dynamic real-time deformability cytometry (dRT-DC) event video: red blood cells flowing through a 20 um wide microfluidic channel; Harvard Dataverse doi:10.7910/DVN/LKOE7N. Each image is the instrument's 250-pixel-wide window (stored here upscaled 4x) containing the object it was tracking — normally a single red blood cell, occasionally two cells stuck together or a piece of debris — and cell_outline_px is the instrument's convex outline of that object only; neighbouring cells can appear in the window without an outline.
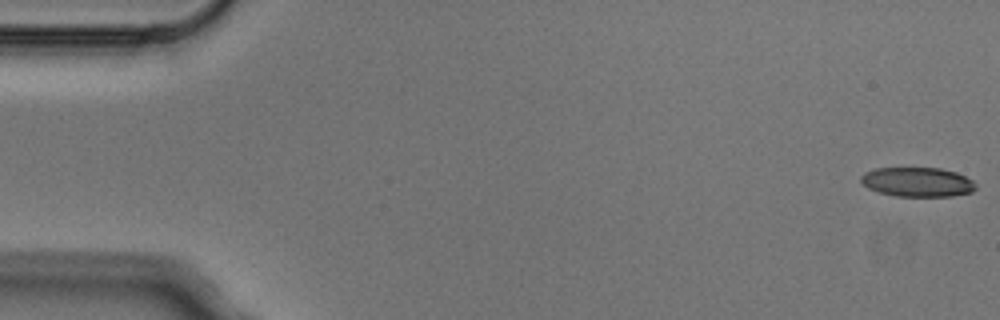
{"species": "Egyptian fruit bat (a non-hibernating species)", "species_latin": "Rousettus aegyptiacus", "temperature_condition": "cold", "stored_images_in_passage": 9, "camera_frame_rate_fps": 3000, "um_per_image_px": 0.085, "animal": {"sex": "male"}, "frame": {"image": 1, "passage_image": 1, "time_ms": 0.0, "image_size_px": [1000, 320], "cell_outline_px": [[976, 188], [972, 192], [952, 196], [896, 196], [880, 192], [868, 188], [860, 180], [860, 176], [864, 172], [876, 168], [940, 168], [956, 172], [972, 180], [976, 184]], "centroid_in_image_um": [77.98, 15.47], "position_along_channel_um": 7.0, "area_um2": 19.65}}
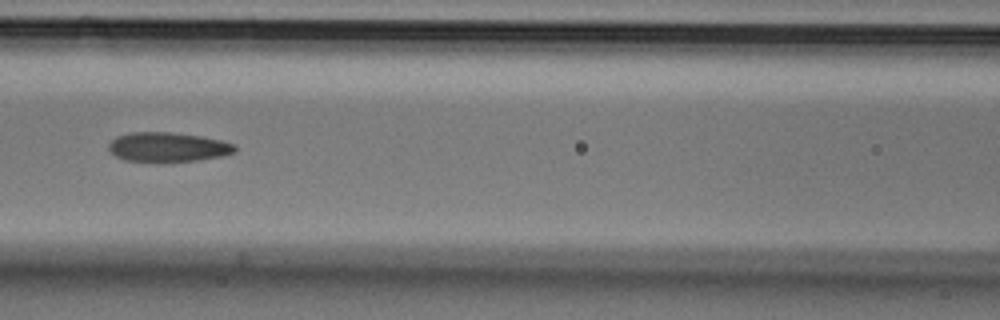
{"frame": {"image": 2, "passage_image": 7, "time_ms": 2.0, "image_size_px": [1000, 320], "cell_outline_px": [[236, 152], [224, 156], [200, 160], [164, 164], [124, 160], [116, 156], [108, 148], [108, 144], [116, 136], [132, 132], [168, 132], [200, 136], [220, 140], [232, 144], [236, 148]], "centroid_in_image_um": [14.25, 12.54], "position_along_channel_um": 152.3, "area_um2": 22.25}}
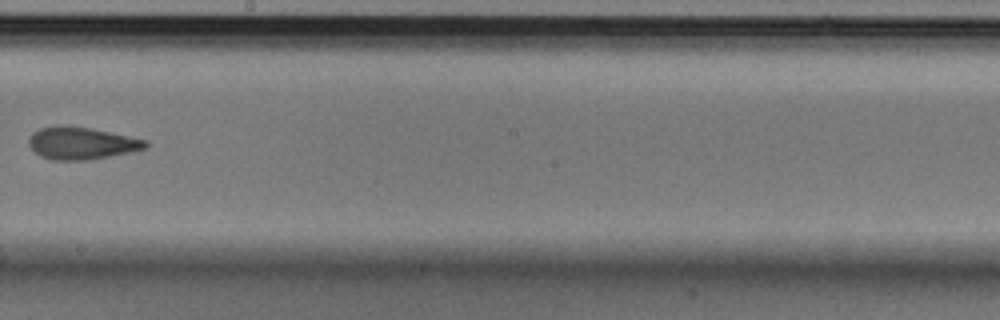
{"frame": {"image": 3, "passage_image": 9, "time_ms": 2.667, "image_size_px": [1000, 320], "cell_outline_px": [[148, 148], [88, 160], [52, 160], [40, 156], [28, 144], [28, 136], [32, 132], [40, 128], [64, 124], [92, 128], [128, 136], [144, 140], [148, 144]], "centroid_in_image_um": [6.87, 12.16], "position_along_channel_um": 241.3, "area_um2": 21.96}}